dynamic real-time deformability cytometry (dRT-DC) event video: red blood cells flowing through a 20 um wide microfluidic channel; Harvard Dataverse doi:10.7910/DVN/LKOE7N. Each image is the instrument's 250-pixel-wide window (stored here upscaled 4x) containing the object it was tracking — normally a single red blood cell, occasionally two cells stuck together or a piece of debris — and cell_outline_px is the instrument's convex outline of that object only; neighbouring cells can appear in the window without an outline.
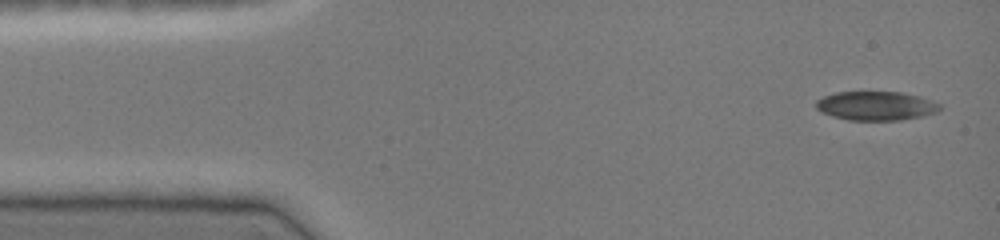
{"species": "common noctule bat (a hibernating species)", "species_latin": "Nyctalus noctula", "temperature_condition": "cold", "stored_images_in_passage": 23, "camera_frame_rate_fps": 3000, "um_per_image_px": 0.085, "animal": {"sex": "female", "body_mass_g": 19.0, "forearm_length_mm": 51.5}, "frame": {"image": 1, "passage_image": 1, "time_ms": 0.0, "image_size_px": [1000, 240], "cell_outline_px": [[940, 108], [936, 112], [924, 116], [900, 120], [848, 120], [832, 116], [820, 112], [816, 108], [816, 100], [824, 96], [836, 92], [900, 92], [920, 96], [932, 100], [940, 104]], "centroid_in_image_um": [74.45, 9.0], "position_along_channel_um": 10.5, "area_um2": 20.98}}
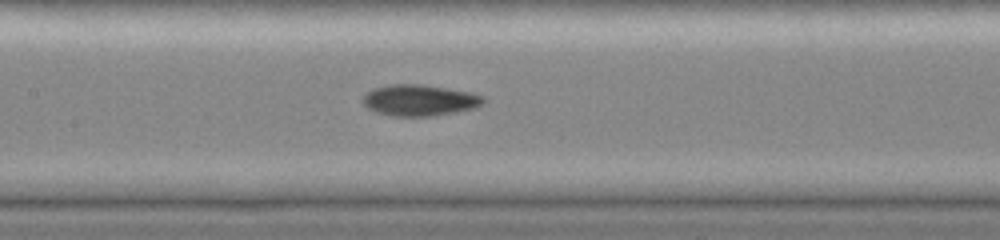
{"frame": {"image": 2, "passage_image": 10, "time_ms": 3.0, "image_size_px": [1000, 240], "cell_outline_px": [[484, 100], [476, 108], [436, 116], [392, 116], [376, 112], [368, 108], [364, 104], [364, 96], [372, 88], [388, 84], [420, 84], [468, 92], [484, 96]], "centroid_in_image_um": [35.64, 8.53], "position_along_channel_um": 171.8, "area_um2": 21.79}}
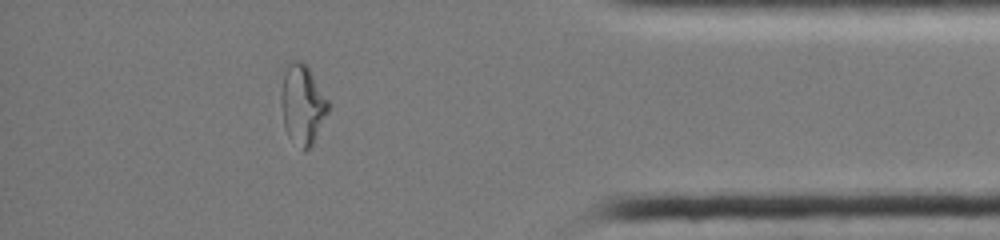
{"frame": {"image": 3, "passage_image": 20, "time_ms": 6.333, "image_size_px": [1000, 240], "cell_outline_px": [[332, 104], [312, 144], [304, 152], [288, 136], [284, 128], [280, 104], [280, 96], [284, 72], [288, 64], [292, 60], [300, 60], [308, 68]], "centroid_in_image_um": [25.7, 8.89], "position_along_channel_um": 409.5, "area_um2": 22.02}}